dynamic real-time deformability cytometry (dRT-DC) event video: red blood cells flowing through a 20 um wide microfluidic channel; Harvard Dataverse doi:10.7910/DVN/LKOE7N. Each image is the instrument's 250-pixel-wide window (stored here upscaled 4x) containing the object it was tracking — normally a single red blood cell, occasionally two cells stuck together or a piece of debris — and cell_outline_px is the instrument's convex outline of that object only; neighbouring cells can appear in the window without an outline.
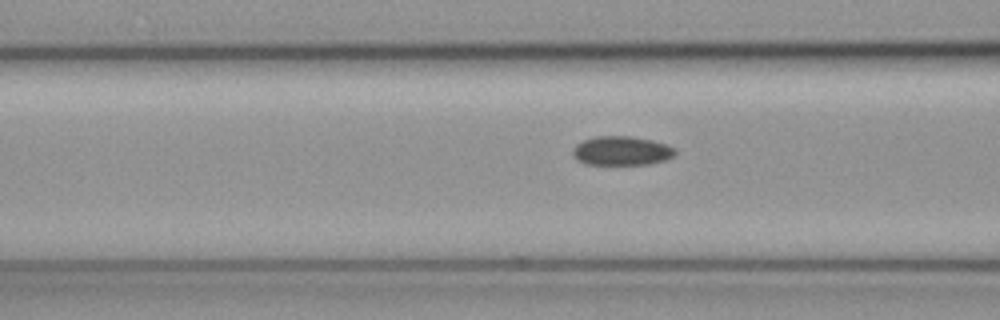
{"species": "common noctule bat (a hibernating species)", "species_latin": "Nyctalus noctula", "temperature_condition": "cold", "stored_images_in_passage": 14, "camera_frame_rate_fps": 3000, "um_per_image_px": 0.085, "animal": {"sex": "female", "body_mass_g": 19.3, "forearm_length_mm": 54.1}, "frame": {"image": 1, "passage_image": 11, "time_ms": 3.333, "image_size_px": [1000, 320], "cell_outline_px": [[676, 156], [664, 160], [648, 164], [584, 164], [576, 160], [572, 152], [572, 148], [576, 144], [584, 140], [596, 136], [632, 136], [652, 140], [668, 144], [676, 148]], "centroid_in_image_um": [52.85, 12.81], "position_along_channel_um": 113.7, "area_um2": 17.57}}